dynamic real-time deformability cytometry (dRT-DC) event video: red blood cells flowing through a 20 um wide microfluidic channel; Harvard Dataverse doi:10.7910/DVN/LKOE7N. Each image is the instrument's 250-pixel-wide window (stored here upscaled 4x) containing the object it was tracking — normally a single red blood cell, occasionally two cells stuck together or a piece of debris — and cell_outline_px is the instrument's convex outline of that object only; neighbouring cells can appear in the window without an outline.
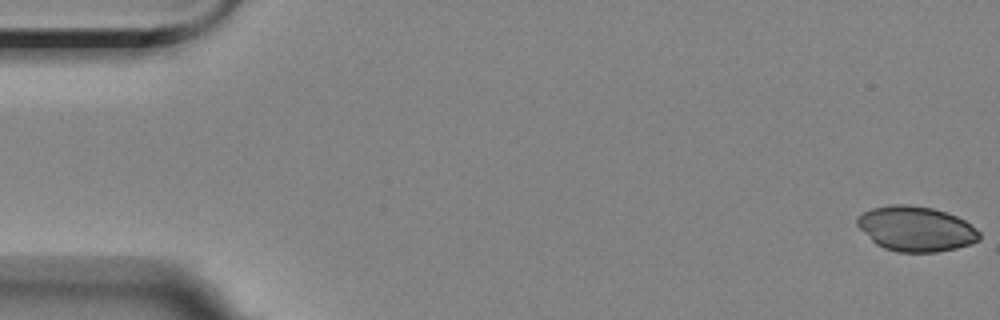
{"species": "Egyptian fruit bat (a non-hibernating species)", "species_latin": "Rousettus aegyptiacus", "temperature_condition": "room temperature", "stored_images_in_passage": 7, "camera_frame_rate_fps": 3000, "um_per_image_px": 0.085, "animal": {"sex": "female"}, "frame": {"image": 1, "passage_image": 1, "time_ms": 0.0, "image_size_px": [1000, 320], "cell_outline_px": [[980, 240], [956, 248], [936, 252], [896, 252], [884, 248], [876, 244], [856, 224], [856, 216], [872, 208], [892, 204], [908, 204], [932, 208], [956, 216], [964, 220], [976, 228], [980, 232]], "centroid_in_image_um": [77.84, 19.44], "position_along_channel_um": 7.2, "area_um2": 31.96}}
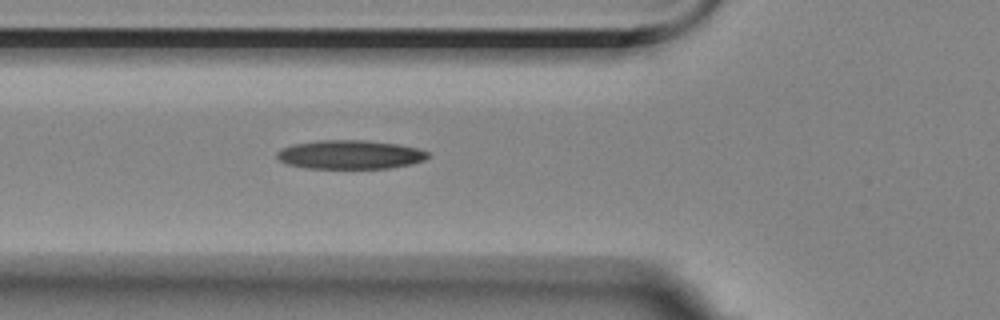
{"frame": {"image": 2, "passage_image": 7, "time_ms": 10.0, "image_size_px": [1000, 320], "cell_outline_px": [[432, 156], [424, 160], [412, 164], [388, 168], [308, 168], [288, 164], [280, 160], [276, 156], [276, 152], [280, 148], [292, 144], [316, 140], [368, 140], [400, 144], [416, 148], [428, 152]], "centroid_in_image_um": [29.76, 13.13], "position_along_channel_um": 96.0, "area_um2": 25.61}}